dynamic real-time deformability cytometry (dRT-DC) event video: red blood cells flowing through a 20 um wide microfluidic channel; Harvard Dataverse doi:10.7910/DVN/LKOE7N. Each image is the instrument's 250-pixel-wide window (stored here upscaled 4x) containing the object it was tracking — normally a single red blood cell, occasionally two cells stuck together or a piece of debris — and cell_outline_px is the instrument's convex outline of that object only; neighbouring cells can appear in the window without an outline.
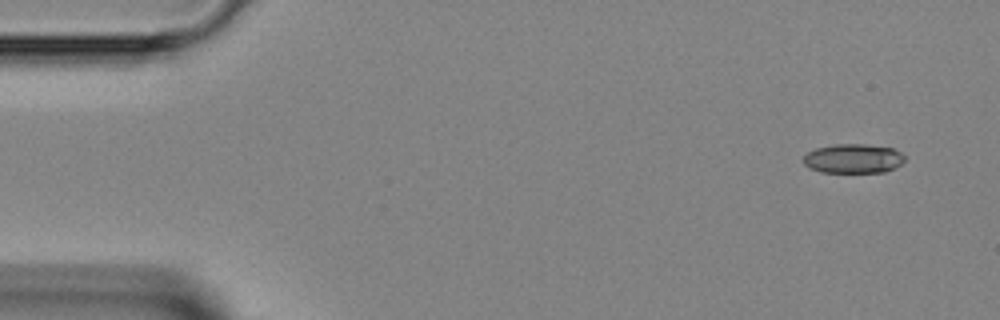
{"species": "Egyptian fruit bat (a non-hibernating species)", "species_latin": "Rousettus aegyptiacus", "temperature_condition": "room temperature", "stored_images_in_passage": 43, "camera_frame_rate_fps": 3000, "um_per_image_px": 0.085, "animal": {"sex": "female"}, "frame": {"image": 1, "passage_image": 1, "time_ms": 0.0, "image_size_px": [1000, 320], "cell_outline_px": [[904, 160], [900, 164], [884, 172], [820, 172], [808, 168], [804, 164], [804, 156], [808, 152], [816, 148], [836, 144], [864, 144], [892, 148], [900, 152], [904, 156]], "centroid_in_image_um": [72.49, 13.48], "position_along_channel_um": 12.5, "area_um2": 17.17}}
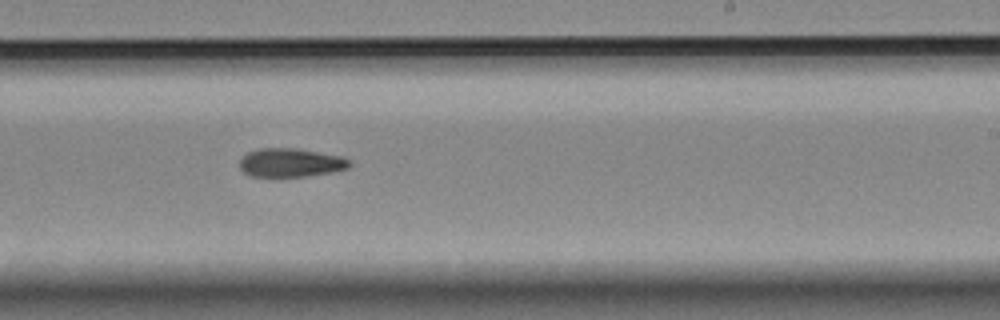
{"frame": {"image": 2, "passage_image": 25, "time_ms": 8.0, "image_size_px": [1000, 320], "cell_outline_px": [[352, 164], [348, 168], [328, 172], [304, 176], [252, 176], [244, 172], [240, 168], [240, 160], [248, 152], [260, 148], [296, 148], [344, 156], [352, 160]], "centroid_in_image_um": [24.75, 13.81], "position_along_channel_um": 264.3, "area_um2": 18.26}}
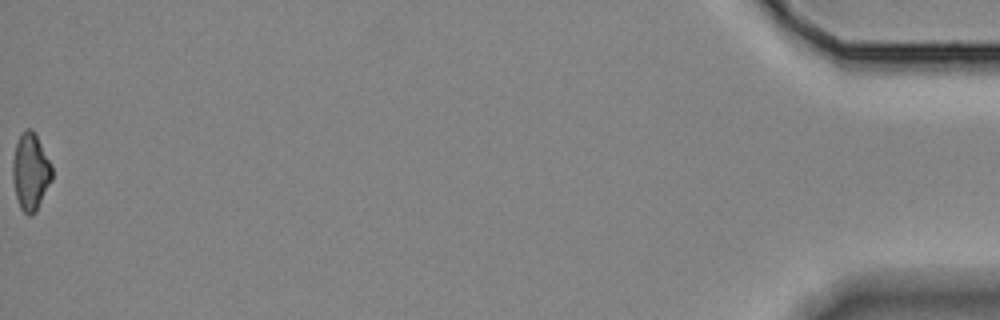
{"frame": {"image": 3, "passage_image": 43, "time_ms": 14.0, "image_size_px": [1000, 320], "cell_outline_px": [[52, 180], [36, 212], [28, 216], [20, 208], [16, 196], [12, 176], [12, 160], [16, 144], [20, 136], [28, 128], [32, 128], [52, 164]], "centroid_in_image_um": [2.6, 14.62], "position_along_channel_um": 432.6, "area_um2": 17.63}}